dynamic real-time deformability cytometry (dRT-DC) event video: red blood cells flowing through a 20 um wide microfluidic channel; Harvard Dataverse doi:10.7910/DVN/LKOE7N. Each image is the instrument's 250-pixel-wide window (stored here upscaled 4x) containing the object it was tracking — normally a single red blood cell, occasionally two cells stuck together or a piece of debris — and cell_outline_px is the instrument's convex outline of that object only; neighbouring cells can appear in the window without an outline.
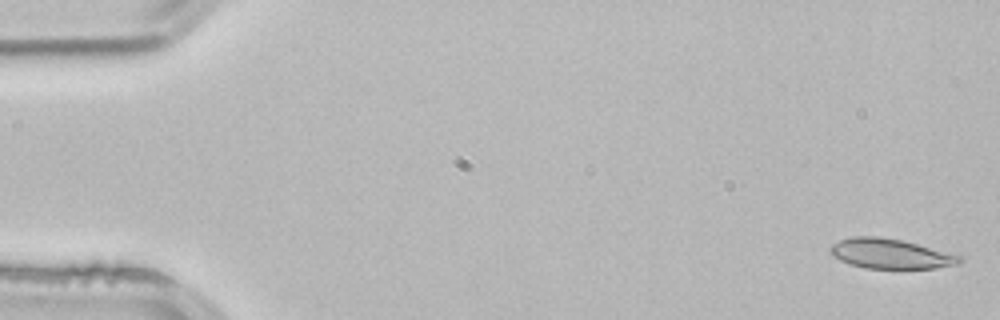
{"species": "common noctule bat (a hibernating species)", "species_latin": "Nyctalus noctula", "temperature_condition": "room temperature", "stored_images_in_passage": 3, "camera_frame_rate_fps": 3000, "um_per_image_px": 0.085, "animal": {"sex": "male", "body_mass_g": 21.5, "forearm_length_mm": 52.0}, "frame": {"image": 1, "passage_image": 1, "time_ms": 0.0, "image_size_px": [1000, 320], "cell_outline_px": [[964, 260], [956, 264], [936, 268], [864, 268], [840, 260], [828, 252], [828, 248], [832, 244], [840, 240], [852, 236], [876, 236], [904, 240], [960, 256]], "centroid_in_image_um": [75.64, 21.55], "position_along_channel_um": 9.4, "area_um2": 22.37}}